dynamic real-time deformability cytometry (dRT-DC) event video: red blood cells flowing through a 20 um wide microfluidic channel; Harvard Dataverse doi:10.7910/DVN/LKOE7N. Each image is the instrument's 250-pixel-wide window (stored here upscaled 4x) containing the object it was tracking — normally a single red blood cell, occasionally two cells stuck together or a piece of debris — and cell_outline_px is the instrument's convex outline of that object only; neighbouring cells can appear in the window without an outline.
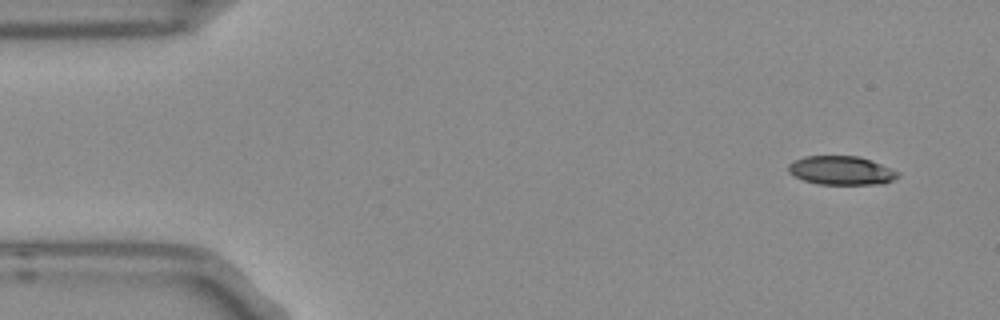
{"species": "Egyptian fruit bat (a non-hibernating species)", "species_latin": "Rousettus aegyptiacus", "temperature_condition": "room temperature", "stored_images_in_passage": 5, "camera_frame_rate_fps": 3000, "um_per_image_px": 0.085, "frame": {"image": 1, "passage_image": 1, "time_ms": 0.0, "image_size_px": [1000, 320], "cell_outline_px": [[900, 176], [884, 184], [816, 184], [792, 176], [788, 172], [788, 164], [804, 156], [860, 156], [872, 160], [900, 172]], "centroid_in_image_um": [71.52, 14.49], "position_along_channel_um": 13.5, "area_um2": 18.55}}
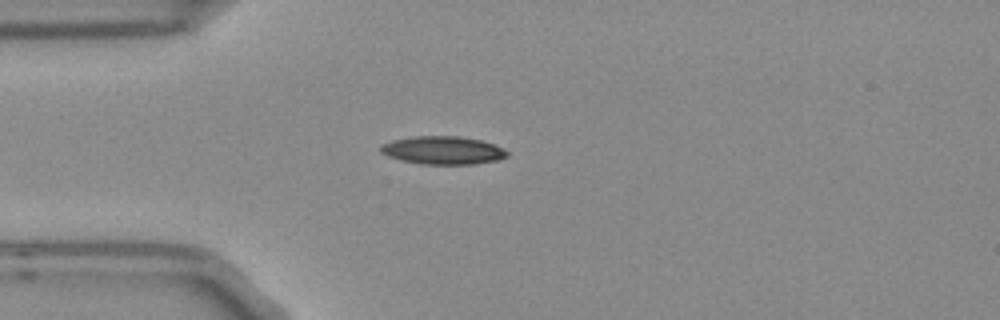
{"frame": {"image": 2, "passage_image": 3, "time_ms": 0.667, "image_size_px": [1000, 320], "cell_outline_px": [[508, 156], [500, 160], [476, 164], [420, 164], [400, 160], [388, 156], [380, 152], [380, 144], [392, 140], [412, 136], [460, 136], [480, 140], [492, 144], [508, 152]], "centroid_in_image_um": [37.61, 12.78], "position_along_channel_um": 47.4, "area_um2": 20.81}}